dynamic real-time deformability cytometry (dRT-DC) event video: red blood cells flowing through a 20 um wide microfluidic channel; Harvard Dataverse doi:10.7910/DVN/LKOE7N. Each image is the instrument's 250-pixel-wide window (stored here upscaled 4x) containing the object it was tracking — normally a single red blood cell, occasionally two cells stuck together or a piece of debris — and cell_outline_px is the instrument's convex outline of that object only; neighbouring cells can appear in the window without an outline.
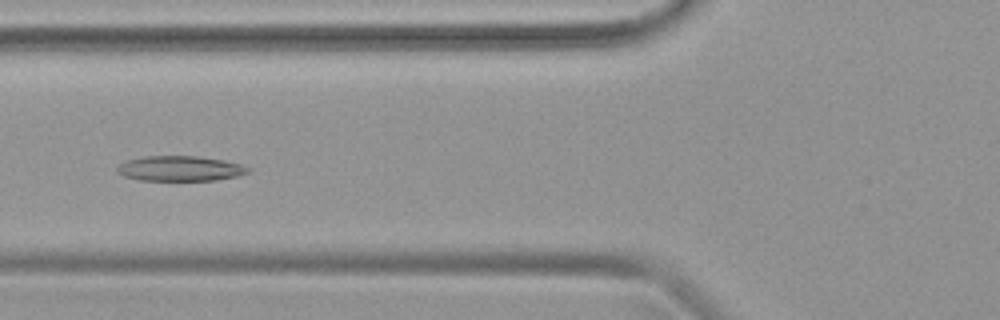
{"species": "common noctule bat (a hibernating species)", "species_latin": "Nyctalus noctula", "temperature_condition": "warm", "stored_images_in_passage": 47, "camera_frame_rate_fps": 3000, "um_per_image_px": 0.085, "animal": {"sex": "female", "body_mass_g": 19.9}, "frame": {"image": 1, "passage_image": 18, "time_ms": 5.667, "image_size_px": [1000, 320], "cell_outline_px": [[252, 168], [248, 172], [236, 176], [216, 180], [140, 180], [124, 176], [116, 172], [116, 168], [120, 164], [128, 160], [144, 156], [200, 156], [224, 160], [240, 164]], "centroid_in_image_um": [15.31, 14.32], "position_along_channel_um": 110.5, "area_um2": 19.13}}
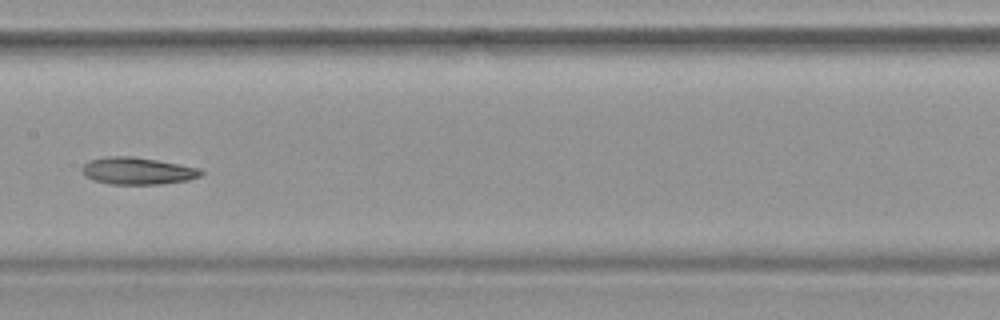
{"frame": {"image": 2, "passage_image": 24, "time_ms": 7.667, "image_size_px": [1000, 320], "cell_outline_px": [[204, 172], [200, 176], [188, 180], [160, 184], [108, 184], [92, 180], [84, 176], [80, 168], [88, 160], [104, 156], [132, 156], [180, 164], [200, 168]], "centroid_in_image_um": [11.64, 14.52], "position_along_channel_um": 195.8, "area_um2": 19.02}}
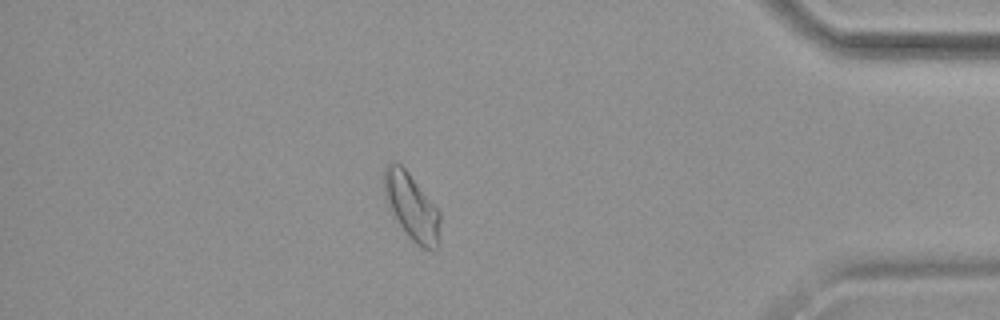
{"frame": {"image": 3, "passage_image": 41, "time_ms": 13.333, "image_size_px": [1000, 320], "cell_outline_px": [[440, 244], [436, 248], [420, 248], [408, 236], [392, 212], [384, 196], [384, 168], [392, 160], [396, 160], [408, 172], [440, 212]], "centroid_in_image_um": [35.0, 17.57], "position_along_channel_um": 400.2, "area_um2": 21.56}}